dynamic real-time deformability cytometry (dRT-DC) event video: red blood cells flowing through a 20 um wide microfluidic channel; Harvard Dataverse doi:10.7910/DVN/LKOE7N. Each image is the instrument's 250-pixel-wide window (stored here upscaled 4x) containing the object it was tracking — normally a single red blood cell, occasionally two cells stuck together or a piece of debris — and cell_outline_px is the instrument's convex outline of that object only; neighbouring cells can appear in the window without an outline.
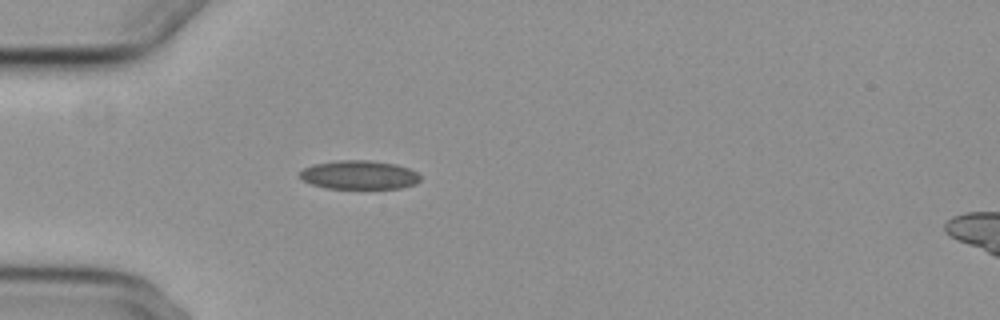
{"species": "common noctule bat (a hibernating species)", "species_latin": "Nyctalus noctula", "temperature_condition": "cold", "stored_images_in_passage": 1, "camera_frame_rate_fps": 3000, "um_per_image_px": 0.085, "animal": {"sex": "female", "body_mass_g": 29.2, "forearm_length_mm": 56.3}, "frame": {"image": 1, "passage_image": 1, "time_ms": 0.0, "image_size_px": [1000, 320], "cell_outline_px": [[420, 180], [416, 184], [400, 188], [324, 188], [312, 184], [304, 180], [300, 176], [300, 172], [304, 168], [312, 164], [340, 160], [368, 160], [396, 164], [408, 168], [416, 172], [420, 176]], "centroid_in_image_um": [30.54, 14.86], "position_along_channel_um": 54.5, "area_um2": 20.11}}